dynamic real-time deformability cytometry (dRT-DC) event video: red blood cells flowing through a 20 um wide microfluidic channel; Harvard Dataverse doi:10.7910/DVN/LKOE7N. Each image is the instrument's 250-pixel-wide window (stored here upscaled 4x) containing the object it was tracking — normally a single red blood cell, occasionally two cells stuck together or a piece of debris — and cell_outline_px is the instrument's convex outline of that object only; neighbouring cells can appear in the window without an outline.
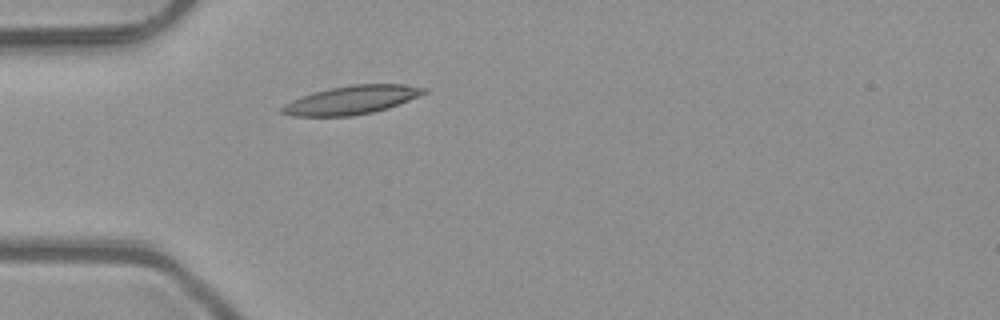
{"species": "common noctule bat (a hibernating species)", "species_latin": "Nyctalus noctula", "temperature_condition": "room temperature", "stored_images_in_passage": 2, "camera_frame_rate_fps": 3000, "um_per_image_px": 0.085, "animal": {"sex": "male", "body_mass_g": 23.1, "forearm_length_mm": 52.7}, "frame": {"image": 1, "passage_image": 2, "time_ms": 0.333, "image_size_px": [1000, 320], "cell_outline_px": [[428, 92], [388, 108], [372, 112], [352, 116], [292, 116], [280, 112], [280, 108], [284, 104], [292, 100], [312, 92], [352, 84], [404, 84], [428, 88]], "centroid_in_image_um": [29.88, 8.49], "position_along_channel_um": 55.1, "area_um2": 23.52}}